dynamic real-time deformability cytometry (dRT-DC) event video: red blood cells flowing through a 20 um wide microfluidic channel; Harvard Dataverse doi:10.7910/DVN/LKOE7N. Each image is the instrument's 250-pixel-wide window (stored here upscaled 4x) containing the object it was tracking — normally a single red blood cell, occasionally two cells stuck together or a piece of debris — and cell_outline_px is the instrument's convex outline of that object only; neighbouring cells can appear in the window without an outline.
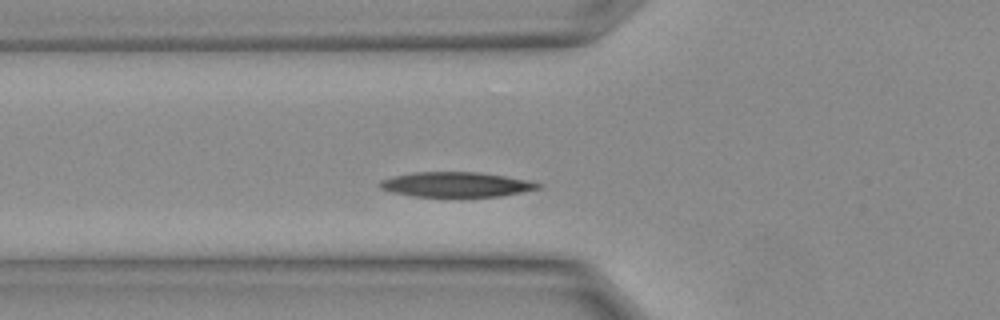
{"species": "Egyptian fruit bat (a non-hibernating species)", "species_latin": "Rousettus aegyptiacus", "temperature_condition": "warm", "stored_images_in_passage": 13, "camera_frame_rate_fps": 3000, "um_per_image_px": 0.085, "animal": {"sex": "female"}, "frame": {"image": 1, "passage_image": 4, "time_ms": 1.0, "image_size_px": [1000, 320], "cell_outline_px": [[540, 188], [500, 196], [412, 196], [392, 192], [380, 188], [376, 184], [380, 180], [392, 176], [412, 172], [480, 172], [504, 176], [524, 180], [540, 184]], "centroid_in_image_um": [38.66, 15.67], "position_along_channel_um": 87.1, "area_um2": 22.72}}
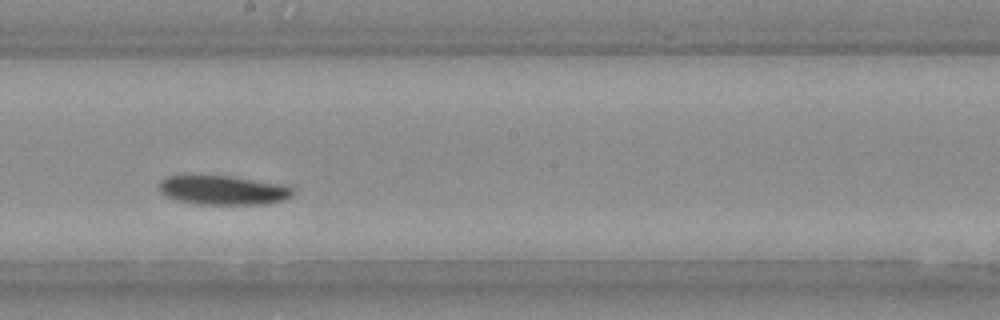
{"frame": {"image": 2, "passage_image": 10, "time_ms": 3.0, "image_size_px": [1000, 320], "cell_outline_px": [[296, 192], [292, 196], [284, 200], [264, 204], [196, 204], [176, 200], [164, 196], [160, 192], [160, 180], [168, 176], [228, 176], [288, 184], [296, 188]], "centroid_in_image_um": [19.05, 16.17], "position_along_channel_um": 229.2, "area_um2": 23.06}}